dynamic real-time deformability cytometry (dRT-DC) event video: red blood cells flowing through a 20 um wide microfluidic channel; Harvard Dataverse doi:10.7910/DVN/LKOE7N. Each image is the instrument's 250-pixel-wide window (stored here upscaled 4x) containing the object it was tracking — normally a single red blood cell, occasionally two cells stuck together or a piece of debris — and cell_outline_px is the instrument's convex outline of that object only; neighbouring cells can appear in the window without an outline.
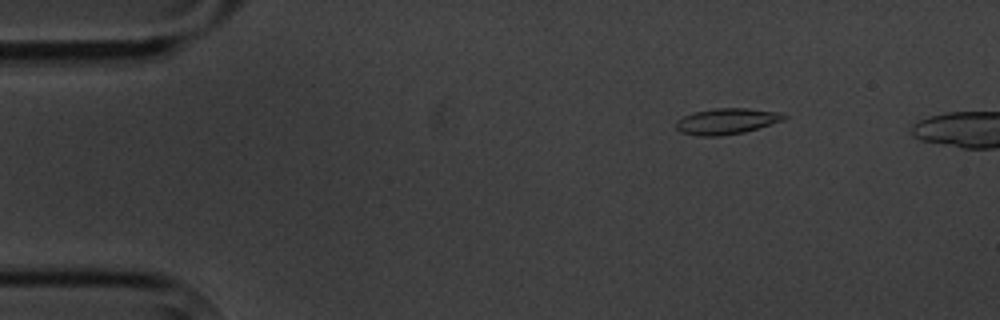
{"species": "common noctule bat (a hibernating species)", "species_latin": "Nyctalus noctula", "temperature_condition": "cold", "stored_images_in_passage": 9, "camera_frame_rate_fps": 3000, "um_per_image_px": 0.085, "animal": {"sex": "male", "body_mass_g": 20.1, "forearm_length_mm": 53.5}, "frame": {"image": 1, "passage_image": 1, "time_ms": 0.0, "image_size_px": [1000, 320], "cell_outline_px": [[788, 116], [784, 120], [744, 132], [720, 136], [700, 136], [680, 132], [676, 128], [676, 120], [684, 116], [696, 112], [716, 108], [748, 108], [776, 112]], "centroid_in_image_um": [61.74, 10.31], "position_along_channel_um": 23.3, "area_um2": 16.13}}
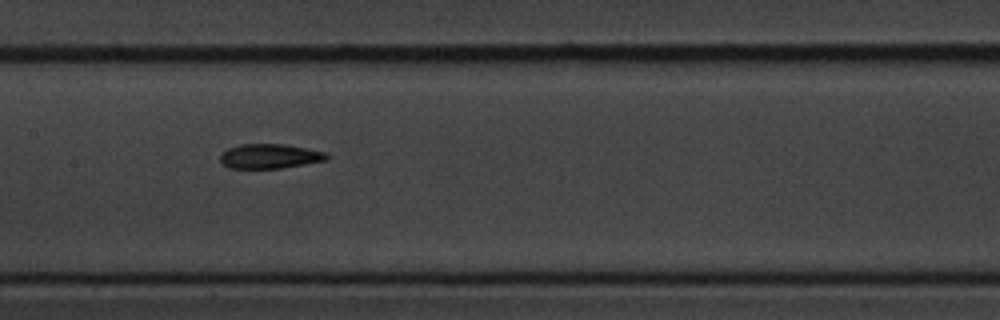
{"frame": {"image": 2, "passage_image": 7, "time_ms": 6.667, "image_size_px": [1000, 320], "cell_outline_px": [[328, 160], [280, 168], [228, 168], [220, 160], [220, 156], [228, 148], [240, 144], [284, 144], [324, 152], [328, 156]], "centroid_in_image_um": [22.91, 13.28], "position_along_channel_um": 184.5, "area_um2": 15.03}}
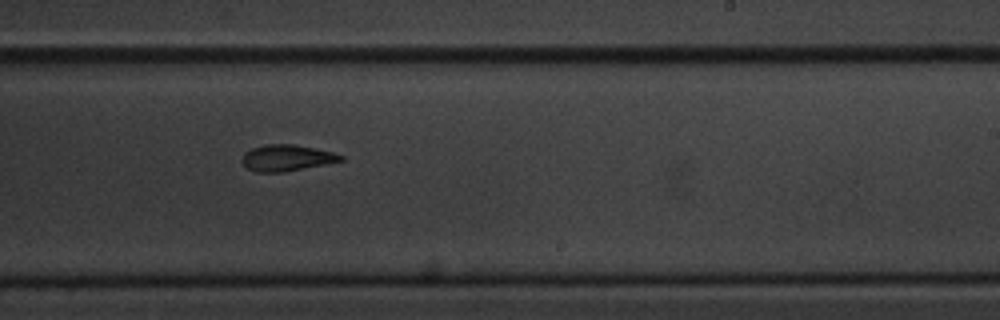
{"frame": {"image": 3, "passage_image": 9, "time_ms": 9.0, "image_size_px": [1000, 320], "cell_outline_px": [[344, 160], [284, 172], [256, 172], [248, 168], [240, 160], [244, 152], [252, 148], [264, 144], [292, 144], [332, 152], [344, 156]], "centroid_in_image_um": [24.32, 13.42], "position_along_channel_um": 264.7, "area_um2": 14.97}}